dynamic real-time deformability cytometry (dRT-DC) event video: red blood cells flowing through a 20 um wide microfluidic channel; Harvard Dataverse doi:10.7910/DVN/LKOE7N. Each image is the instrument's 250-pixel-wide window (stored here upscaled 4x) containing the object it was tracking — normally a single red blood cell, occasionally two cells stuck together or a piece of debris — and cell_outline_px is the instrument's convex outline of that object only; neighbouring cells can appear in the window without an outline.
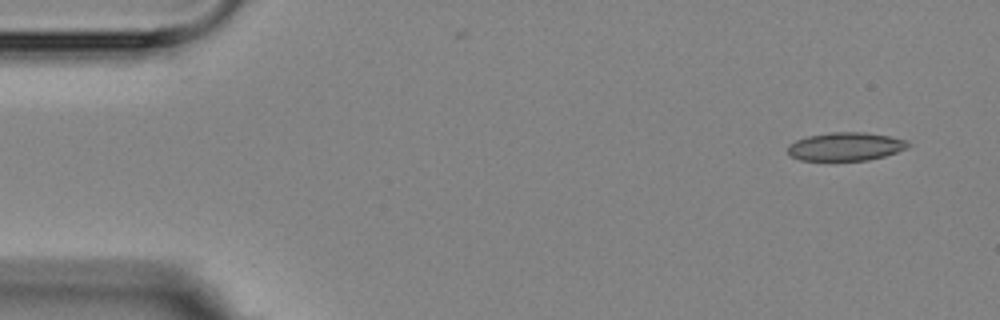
{"species": "Egyptian fruit bat (a non-hibernating species)", "species_latin": "Rousettus aegyptiacus", "temperature_condition": "room temperature", "stored_images_in_passage": 4, "camera_frame_rate_fps": 3000, "um_per_image_px": 0.085, "animal": {"sex": "female"}, "frame": {"image": 1, "passage_image": 1, "time_ms": 0.0, "image_size_px": [1000, 320], "cell_outline_px": [[912, 144], [908, 148], [884, 156], [868, 160], [800, 160], [792, 156], [788, 152], [788, 144], [796, 140], [808, 136], [832, 132], [864, 132], [888, 136], [908, 140]], "centroid_in_image_um": [71.91, 12.45], "position_along_channel_um": 13.1, "area_um2": 19.83}}
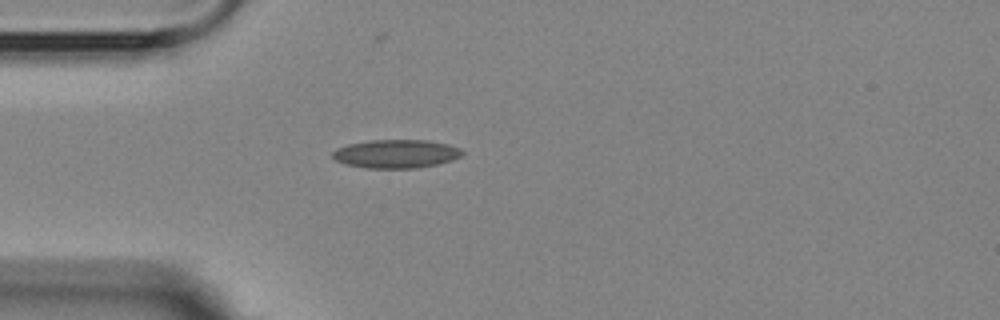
{"frame": {"image": 2, "passage_image": 4, "time_ms": 3.667, "image_size_px": [1000, 320], "cell_outline_px": [[464, 152], [460, 156], [452, 160], [436, 164], [416, 168], [364, 168], [344, 164], [336, 160], [332, 156], [332, 152], [336, 148], [348, 144], [372, 140], [428, 140], [448, 144], [460, 148]], "centroid_in_image_um": [33.65, 13.07], "position_along_channel_um": 51.4, "area_um2": 21.56}}